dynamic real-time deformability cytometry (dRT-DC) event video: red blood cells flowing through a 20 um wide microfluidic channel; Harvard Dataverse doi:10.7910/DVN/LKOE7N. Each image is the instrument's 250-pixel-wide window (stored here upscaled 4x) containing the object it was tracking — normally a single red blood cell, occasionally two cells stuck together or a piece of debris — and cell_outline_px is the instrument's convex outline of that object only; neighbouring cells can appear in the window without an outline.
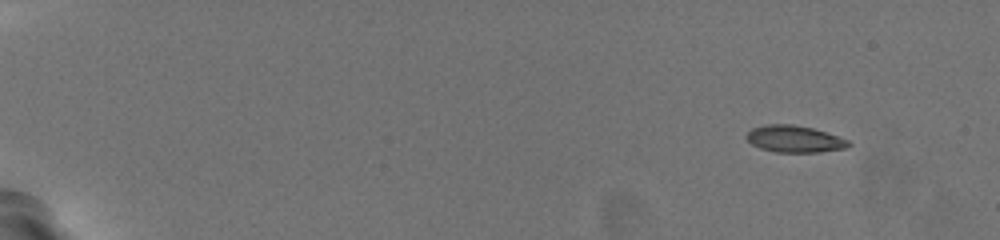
{"species": "common noctule bat (a hibernating species)", "species_latin": "Nyctalus noctula", "temperature_condition": "warm", "stored_images_in_passage": 16, "camera_frame_rate_fps": 3000, "um_per_image_px": 0.085, "animal": {"sex": "female", "body_mass_g": 19.5, "forearm_length_mm": 54.1}, "frame": {"image": 1, "passage_image": 1, "time_ms": 0.0, "image_size_px": [1000, 240], "cell_outline_px": [[852, 144], [848, 148], [820, 152], [776, 152], [760, 148], [752, 144], [744, 136], [752, 128], [764, 124], [792, 124], [812, 128], [848, 140]], "centroid_in_image_um": [67.51, 11.81], "position_along_channel_um": 17.5, "area_um2": 15.95}}
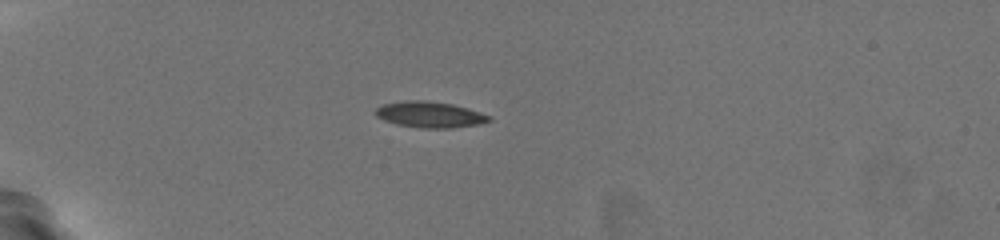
{"frame": {"image": 2, "passage_image": 14, "time_ms": 4.333, "image_size_px": [1000, 240], "cell_outline_px": [[492, 120], [480, 124], [452, 128], [424, 128], [396, 124], [384, 120], [376, 116], [376, 108], [384, 104], [404, 100], [424, 100], [452, 104], [468, 108], [492, 116]], "centroid_in_image_um": [36.57, 9.74], "position_along_channel_um": 48.4, "area_um2": 17.22}}